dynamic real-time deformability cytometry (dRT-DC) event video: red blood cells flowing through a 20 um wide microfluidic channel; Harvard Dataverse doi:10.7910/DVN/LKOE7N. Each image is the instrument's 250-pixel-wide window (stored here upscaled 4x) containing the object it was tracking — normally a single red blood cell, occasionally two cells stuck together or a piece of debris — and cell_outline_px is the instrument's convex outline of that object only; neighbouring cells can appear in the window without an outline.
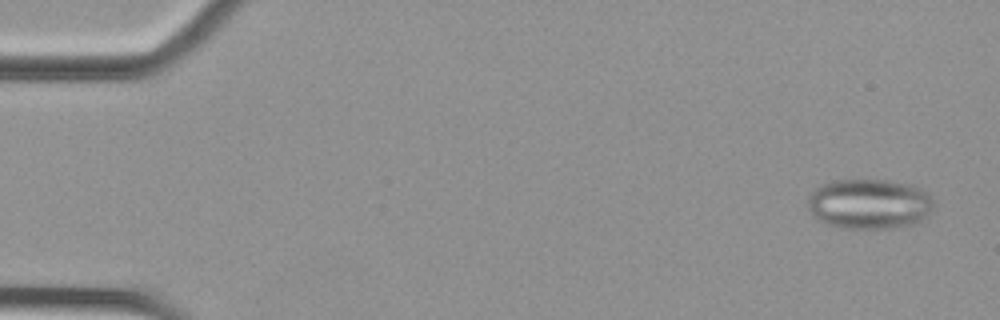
{"species": "Egyptian fruit bat (a non-hibernating species)", "species_latin": "Rousettus aegyptiacus", "temperature_condition": "cold", "stored_images_in_passage": 54, "camera_frame_rate_fps": 3000, "um_per_image_px": 0.085, "animal": {"sex": "female"}, "frame": {"image": 1, "passage_image": 2, "time_ms": 0.333, "image_size_px": [1000, 320], "cell_outline_px": [[936, 204], [928, 216], [916, 224], [888, 228], [844, 228], [828, 224], [820, 220], [808, 208], [808, 196], [816, 188], [824, 184], [836, 180], [888, 180], [912, 184], [928, 192], [936, 200]], "centroid_in_image_um": [73.98, 17.33], "position_along_channel_um": 11.0, "area_um2": 37.05}}
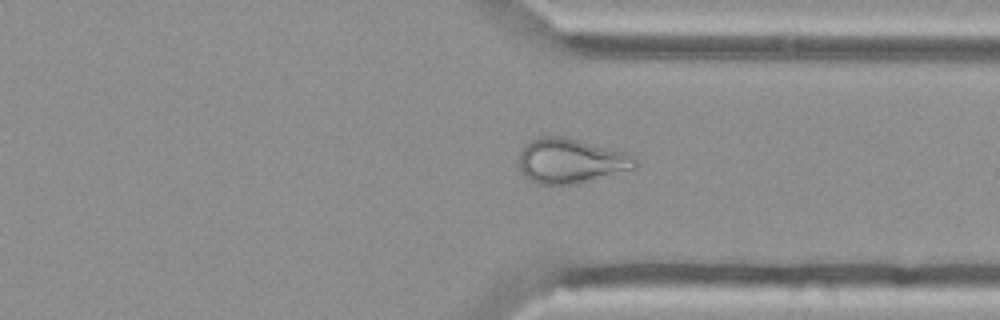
{"frame": {"image": 2, "passage_image": 41, "time_ms": 13.333, "image_size_px": [1000, 320], "cell_outline_px": [[636, 168], [576, 184], [536, 184], [528, 180], [524, 176], [520, 168], [520, 148], [528, 140], [536, 136], [560, 136], [628, 152], [636, 156]], "centroid_in_image_um": [48.49, 13.67], "position_along_channel_um": 362.9, "area_um2": 30.58}}
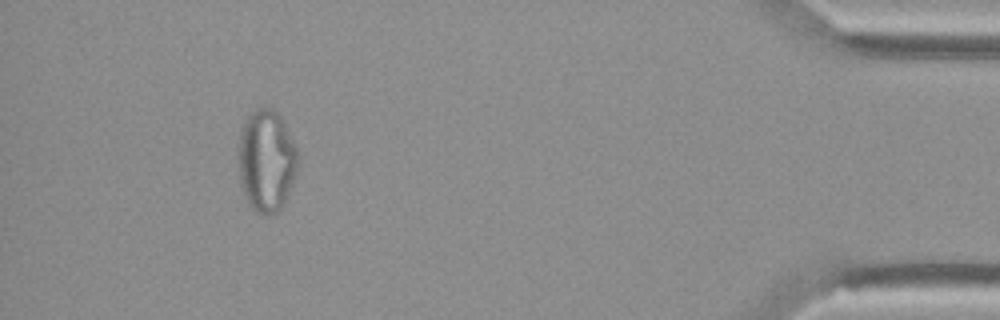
{"frame": {"image": 3, "passage_image": 50, "time_ms": 16.333, "image_size_px": [1000, 320], "cell_outline_px": [[300, 168], [284, 204], [276, 212], [260, 216], [248, 204], [240, 184], [240, 132], [244, 120], [256, 108], [272, 108], [280, 116], [296, 148]], "centroid_in_image_um": [22.67, 13.7], "position_along_channel_um": 412.5, "area_um2": 35.37}}